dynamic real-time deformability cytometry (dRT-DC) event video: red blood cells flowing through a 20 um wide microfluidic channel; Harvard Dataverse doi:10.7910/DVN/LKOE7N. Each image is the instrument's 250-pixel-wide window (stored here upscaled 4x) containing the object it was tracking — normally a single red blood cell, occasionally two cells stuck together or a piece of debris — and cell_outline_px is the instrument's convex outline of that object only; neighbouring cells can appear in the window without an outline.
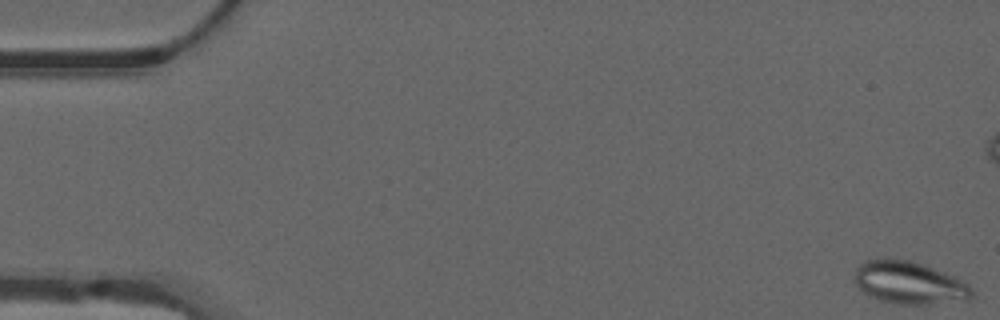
{"species": "common noctule bat (a hibernating species)", "species_latin": "Nyctalus noctula", "temperature_condition": "warm", "stored_images_in_passage": 55, "camera_frame_rate_fps": 3000, "um_per_image_px": 0.085, "animal": {"sex": "male", "forearm_length_mm": 52.5}, "frame": {"image": 1, "passage_image": 1, "time_ms": 0.0, "image_size_px": [1000, 320], "cell_outline_px": [[976, 296], [968, 300], [928, 304], [900, 304], [880, 300], [864, 292], [852, 280], [856, 268], [864, 260], [884, 256], [908, 260], [956, 276], [968, 284]], "centroid_in_image_um": [77.27, 24.01], "position_along_channel_um": 7.7, "area_um2": 29.48}}
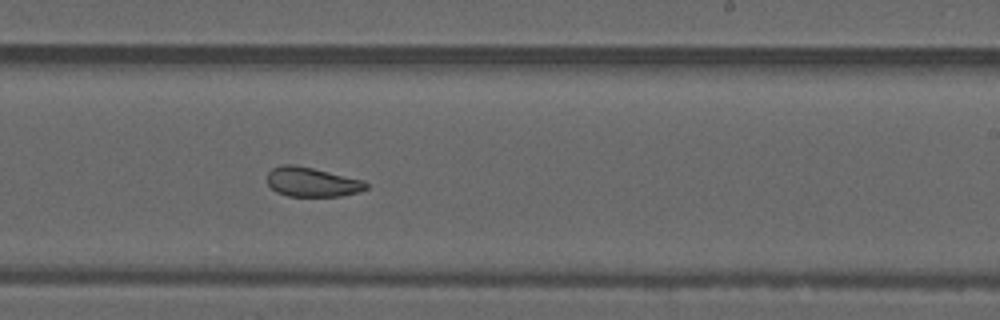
{"frame": {"image": 2, "passage_image": 33, "time_ms": 10.667, "image_size_px": [1000, 320], "cell_outline_px": [[368, 188], [360, 192], [340, 196], [288, 196], [276, 192], [268, 184], [268, 172], [272, 168], [280, 164], [296, 164], [364, 180], [368, 184]], "centroid_in_image_um": [26.53, 15.46], "position_along_channel_um": 262.5, "area_um2": 17.11}}
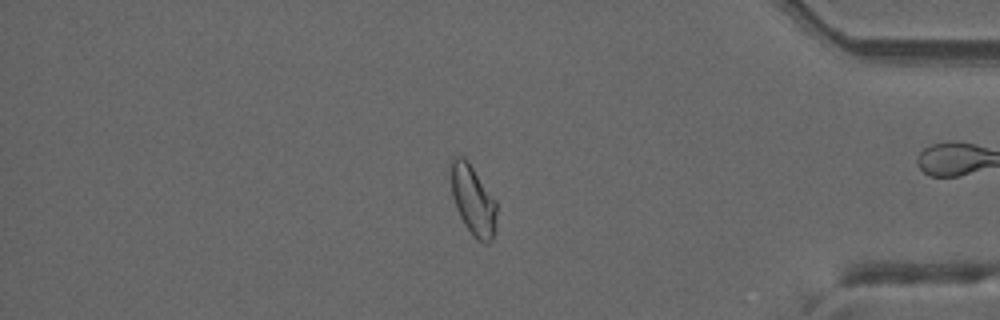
{"frame": {"image": 3, "passage_image": 46, "time_ms": 15.0, "image_size_px": [1000, 320], "cell_outline_px": [[496, 232], [492, 240], [488, 244], [484, 244], [476, 240], [472, 236], [464, 224], [456, 208], [452, 196], [452, 160], [456, 156], [464, 156], [468, 160], [496, 200]], "centroid_in_image_um": [40.25, 17.08], "position_along_channel_um": 395.0, "area_um2": 18.79}, "authors_computed_cell_mechanics": {"area_um2": 19.8254, "velocity_mm_per_s": 3.7631, "shape_relaxation_time_tau1_ms": null, "shape_relaxation_time_tau2_ms": 3.0156, "deformation_change_tau1": null, "deformation_change_tau2": 0.099}}